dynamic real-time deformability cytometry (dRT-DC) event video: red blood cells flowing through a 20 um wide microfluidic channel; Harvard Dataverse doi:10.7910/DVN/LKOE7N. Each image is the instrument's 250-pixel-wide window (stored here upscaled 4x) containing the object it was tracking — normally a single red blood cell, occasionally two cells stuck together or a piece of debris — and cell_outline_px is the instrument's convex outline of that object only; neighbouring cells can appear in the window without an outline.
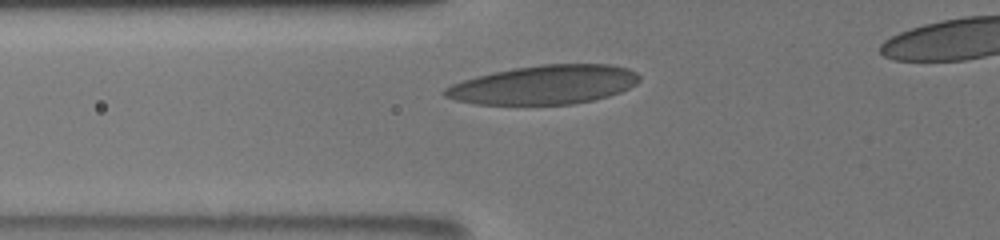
{"species": "human", "species_latin": "Homo sapiens", "temperature_condition": "room temperature", "stored_images_in_passage": 4, "camera_frame_rate_fps": 3000, "um_per_image_px": 0.085, "donor": {"sex": "male"}, "frame": {"image": 1, "passage_image": 2, "time_ms": 0.667, "image_size_px": [1000, 240], "cell_outline_px": [[640, 80], [636, 84], [620, 92], [608, 96], [592, 100], [572, 104], [476, 104], [456, 100], [444, 96], [440, 92], [444, 88], [452, 84], [476, 76], [516, 68], [544, 64], [608, 64], [628, 68], [636, 72], [640, 76]], "centroid_in_image_um": [46.26, 7.2], "position_along_channel_um": 79.5, "area_um2": 43.93}}
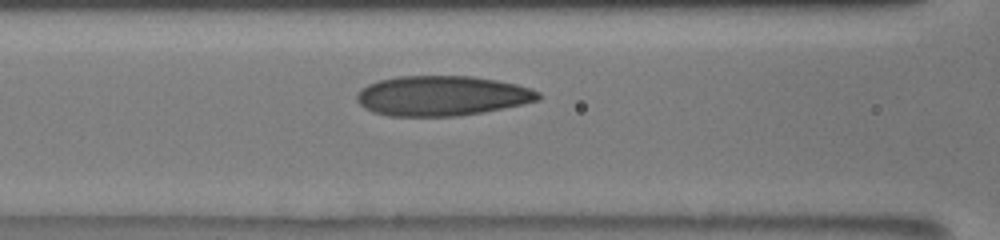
{"frame": {"image": 2, "passage_image": 4, "time_ms": 2.0, "image_size_px": [1000, 240], "cell_outline_px": [[540, 100], [524, 104], [484, 112], [456, 116], [388, 116], [372, 112], [364, 108], [356, 100], [356, 92], [360, 88], [368, 84], [380, 80], [400, 76], [472, 76], [496, 80], [516, 84], [532, 88], [540, 92]], "centroid_in_image_um": [37.56, 8.14], "position_along_channel_um": 129.0, "area_um2": 42.6}}